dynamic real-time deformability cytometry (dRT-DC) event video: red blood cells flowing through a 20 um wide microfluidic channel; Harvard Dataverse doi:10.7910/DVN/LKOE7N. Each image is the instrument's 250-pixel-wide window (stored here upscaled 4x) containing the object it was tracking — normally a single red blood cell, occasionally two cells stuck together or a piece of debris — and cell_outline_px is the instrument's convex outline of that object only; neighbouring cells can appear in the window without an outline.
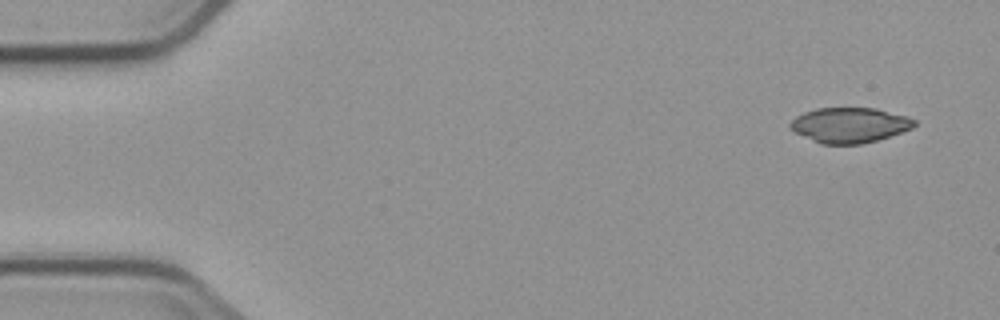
{"species": "common noctule bat (a hibernating species)", "species_latin": "Nyctalus noctula", "temperature_condition": "cold", "stored_images_in_passage": 4, "camera_frame_rate_fps": 3000, "um_per_image_px": 0.085, "animal": {"sex": "male", "body_mass_g": 23.1, "forearm_length_mm": 52.7}, "frame": {"image": 1, "passage_image": 1, "time_ms": 0.0, "image_size_px": [1000, 320], "cell_outline_px": [[916, 124], [912, 128], [876, 140], [860, 144], [820, 144], [796, 132], [788, 124], [796, 116], [804, 112], [816, 108], [876, 108], [908, 116], [916, 120]], "centroid_in_image_um": [72.22, 10.62], "position_along_channel_um": 12.8, "area_um2": 25.26}}